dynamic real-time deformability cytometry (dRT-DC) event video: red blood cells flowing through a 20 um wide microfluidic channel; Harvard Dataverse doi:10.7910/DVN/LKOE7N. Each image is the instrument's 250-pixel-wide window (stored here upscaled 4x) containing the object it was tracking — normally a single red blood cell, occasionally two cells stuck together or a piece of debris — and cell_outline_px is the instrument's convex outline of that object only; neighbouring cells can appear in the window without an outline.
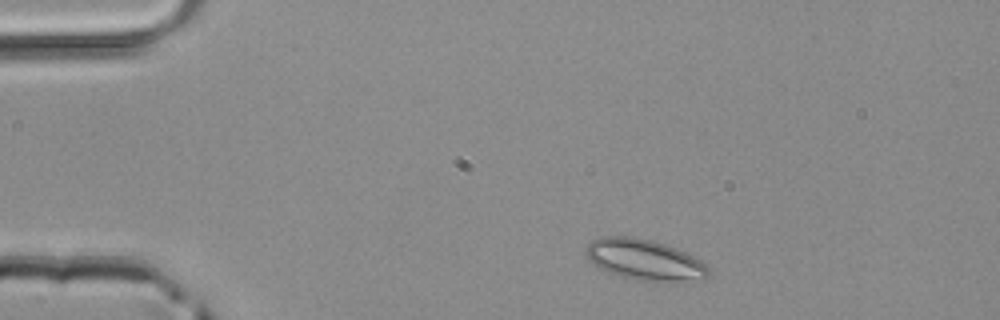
{"species": "common noctule bat (a hibernating species)", "species_latin": "Nyctalus noctula", "temperature_condition": "room temperature", "stored_images_in_passage": 42, "camera_frame_rate_fps": 3000, "um_per_image_px": 0.085, "animal": {"sex": "male", "body_mass_g": 20.4}, "frame": {"image": 1, "passage_image": 3, "time_ms": 0.667, "image_size_px": [1000, 320], "cell_outline_px": [[708, 276], [704, 280], [688, 284], [676, 284], [636, 280], [612, 276], [592, 264], [584, 252], [588, 244], [592, 240], [600, 236], [632, 236], [652, 240], [676, 248], [700, 260], [708, 268]], "centroid_in_image_um": [54.79, 22.14], "position_along_channel_um": 30.2, "area_um2": 30.4}}
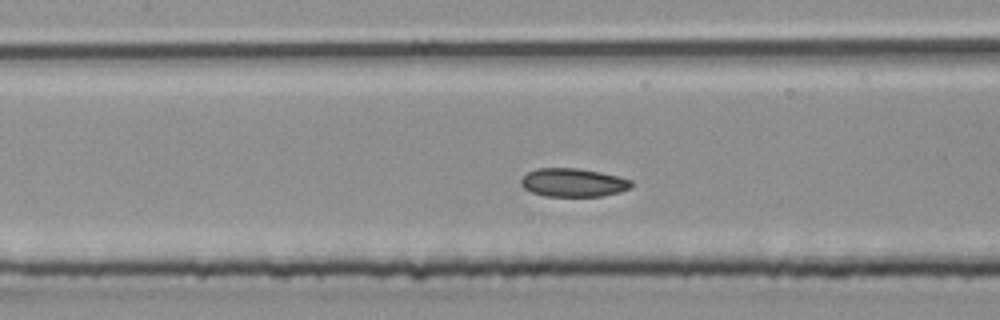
{"frame": {"image": 2, "passage_image": 16, "time_ms": 5.0, "image_size_px": [1000, 320], "cell_outline_px": [[632, 188], [620, 192], [600, 196], [544, 196], [532, 192], [524, 188], [520, 184], [520, 180], [528, 172], [536, 168], [576, 168], [600, 172], [632, 180]], "centroid_in_image_um": [48.72, 15.52], "position_along_channel_um": 158.7, "area_um2": 18.26}}
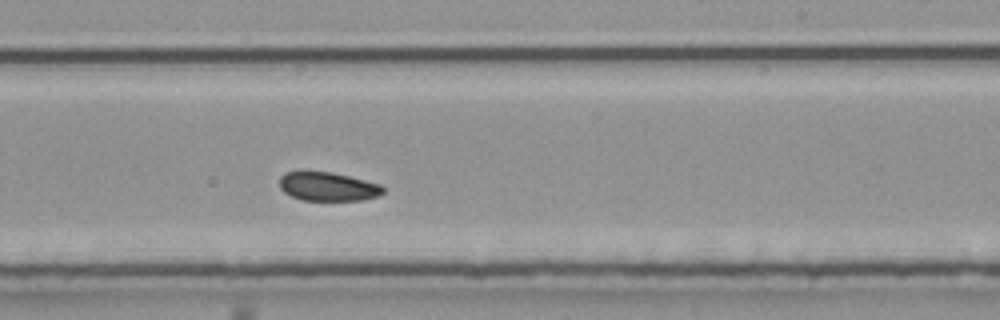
{"frame": {"image": 3, "passage_image": 23, "time_ms": 7.333, "image_size_px": [1000, 320], "cell_outline_px": [[384, 192], [380, 196], [364, 200], [304, 200], [292, 196], [284, 192], [280, 188], [280, 176], [284, 172], [300, 168], [304, 168], [332, 172], [380, 184], [384, 188]], "centroid_in_image_um": [27.81, 15.81], "position_along_channel_um": 261.2, "area_um2": 18.03}}